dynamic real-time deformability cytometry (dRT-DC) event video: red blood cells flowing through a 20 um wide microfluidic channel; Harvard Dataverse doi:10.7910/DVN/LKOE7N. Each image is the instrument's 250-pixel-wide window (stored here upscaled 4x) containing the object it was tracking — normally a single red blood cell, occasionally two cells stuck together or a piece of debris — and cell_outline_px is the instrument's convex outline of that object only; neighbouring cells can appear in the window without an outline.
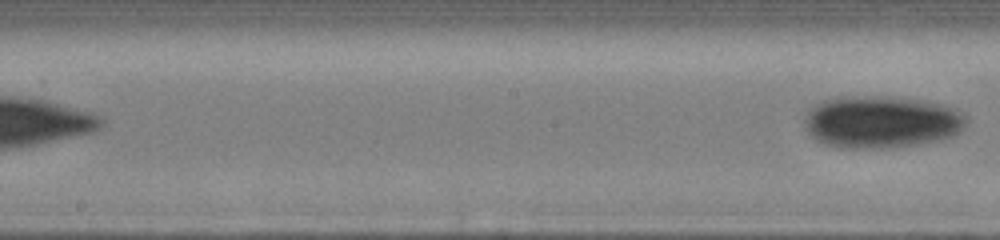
{"species": "human", "species_latin": "Homo sapiens", "temperature_condition": "cold", "stored_images_in_passage": 17, "segment_of_instrument_passage": [2, 2], "camera_frame_rate_fps": 3000, "um_per_image_px": 0.085, "donor": {"sex": "male"}, "frame": {"image": 1, "passage_image": 17, "time_ms": 9.333, "image_size_px": [1000, 240], "cell_outline_px": [[968, 120], [964, 128], [960, 132], [952, 136], [936, 140], [916, 144], [884, 148], [840, 148], [824, 144], [816, 140], [808, 132], [804, 124], [804, 120], [808, 112], [816, 104], [824, 100], [836, 96], [888, 96], [920, 100], [940, 104], [956, 108], [964, 112]], "centroid_in_image_um": [74.92, 10.35], "position_along_channel_um": 173.3, "area_um2": 49.59}}